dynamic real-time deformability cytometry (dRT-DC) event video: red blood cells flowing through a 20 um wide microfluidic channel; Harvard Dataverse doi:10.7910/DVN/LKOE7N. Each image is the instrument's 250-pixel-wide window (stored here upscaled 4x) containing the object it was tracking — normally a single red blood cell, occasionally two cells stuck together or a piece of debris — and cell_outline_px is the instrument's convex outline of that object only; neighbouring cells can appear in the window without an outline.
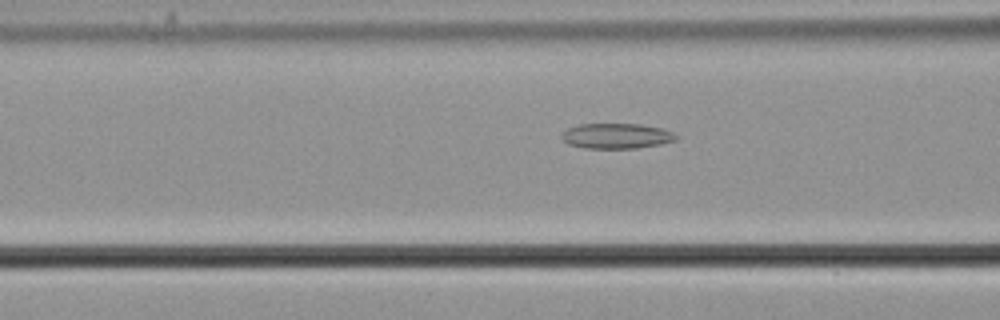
{"species": "common noctule bat (a hibernating species)", "species_latin": "Nyctalus noctula", "temperature_condition": "cold", "stored_images_in_passage": 22, "camera_frame_rate_fps": 3000, "um_per_image_px": 0.085, "animal": {"sex": "male", "body_mass_g": 21.5, "forearm_length_mm": 52.0}, "frame": {"image": 1, "passage_image": 16, "time_ms": 5.0, "image_size_px": [1000, 320], "cell_outline_px": [[676, 140], [660, 144], [636, 148], [588, 148], [568, 144], [560, 136], [568, 128], [580, 124], [640, 124], [660, 128], [672, 132], [676, 136]], "centroid_in_image_um": [52.39, 11.55], "position_along_channel_um": 114.2, "area_um2": 16.59}}